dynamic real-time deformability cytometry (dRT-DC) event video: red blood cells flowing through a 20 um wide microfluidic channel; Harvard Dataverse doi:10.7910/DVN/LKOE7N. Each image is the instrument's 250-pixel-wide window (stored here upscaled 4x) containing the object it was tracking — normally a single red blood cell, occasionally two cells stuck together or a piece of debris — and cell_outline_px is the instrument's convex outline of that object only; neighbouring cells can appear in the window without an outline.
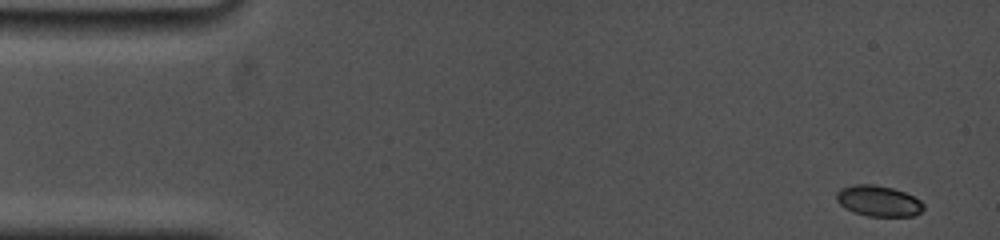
{"species": "common noctule bat (a hibernating species)", "species_latin": "Nyctalus noctula", "temperature_condition": "cold", "stored_images_in_passage": 64, "camera_frame_rate_fps": 5000, "um_per_image_px": 0.085, "animal": {"sex": "female", "body_mass_g": 19.0, "forearm_length_mm": 53.3}, "frame": {"image": 1, "passage_image": 1, "time_ms": 0.0, "image_size_px": [1000, 240], "cell_outline_px": [[924, 208], [920, 212], [912, 216], [868, 216], [852, 212], [844, 208], [836, 200], [836, 192], [840, 188], [852, 184], [872, 184], [892, 188], [904, 192], [920, 200], [924, 204]], "centroid_in_image_um": [74.63, 17.08], "position_along_channel_um": 10.4, "area_um2": 15.72}}
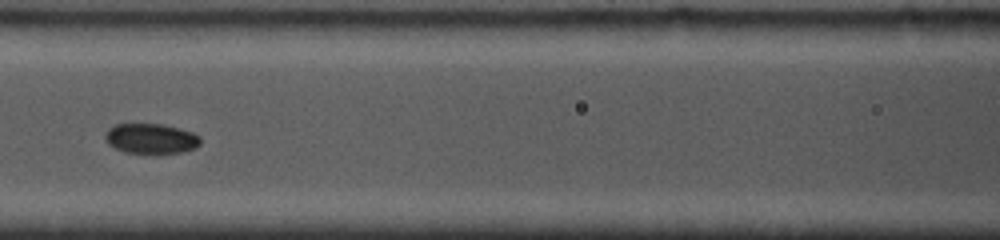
{"frame": {"image": 2, "passage_image": 37, "time_ms": 7.0, "image_size_px": [1000, 240], "cell_outline_px": [[200, 144], [196, 148], [184, 152], [124, 152], [108, 144], [104, 140], [104, 132], [108, 128], [116, 124], [164, 124], [180, 128], [192, 132], [200, 136]], "centroid_in_image_um": [12.82, 11.76], "position_along_channel_um": 153.8, "area_um2": 16.7}}
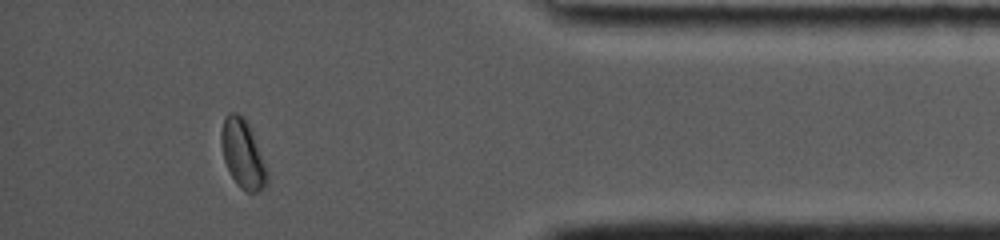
{"frame": {"image": 3, "passage_image": 60, "time_ms": 14.6, "image_size_px": [1000, 240], "cell_outline_px": [[268, 184], [264, 188], [256, 192], [244, 192], [236, 184], [224, 160], [220, 144], [220, 132], [224, 116], [228, 112], [236, 112], [244, 116], [248, 120], [268, 172]], "centroid_in_image_um": [20.63, 13.05], "position_along_channel_um": 414.6, "area_um2": 18.73}, "authors_computed_cell_mechanics": {"area_um2": 16.5886, "velocity_mm_per_s": 3.7291, "shape_relaxation_time_tau1_ms": 4.8417, "shape_relaxation_time_tau2_ms": 7.4927, "deformation_change_tau1": 0.1034, "deformation_change_tau2": 0.0614}}